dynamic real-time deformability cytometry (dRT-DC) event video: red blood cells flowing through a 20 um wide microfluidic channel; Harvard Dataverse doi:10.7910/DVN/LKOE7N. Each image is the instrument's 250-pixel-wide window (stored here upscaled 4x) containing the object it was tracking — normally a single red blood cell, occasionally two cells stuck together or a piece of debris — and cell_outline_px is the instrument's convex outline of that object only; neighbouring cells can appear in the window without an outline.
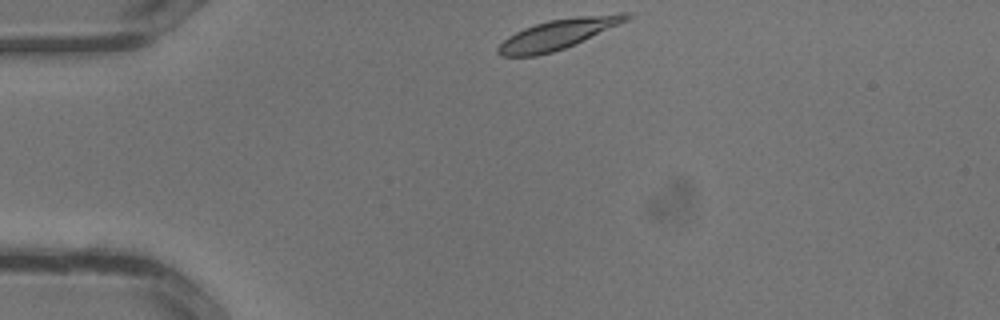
{"species": "common noctule bat (a hibernating species)", "species_latin": "Nyctalus noctula", "temperature_condition": "warm", "stored_images_in_passage": 27, "camera_frame_rate_fps": 3000, "um_per_image_px": 0.085, "animal": {"sex": "male", "body_mass_g": 13.3}, "frame": {"image": 1, "passage_image": 1, "time_ms": 0.0, "image_size_px": [1000, 320], "cell_outline_px": [[632, 16], [628, 20], [564, 48], [552, 52], [536, 56], [500, 56], [496, 52], [496, 48], [508, 36], [524, 28], [548, 20], [576, 16], [620, 12], [632, 12]], "centroid_in_image_um": [47.43, 2.88], "position_along_channel_um": 37.6, "area_um2": 22.31}}
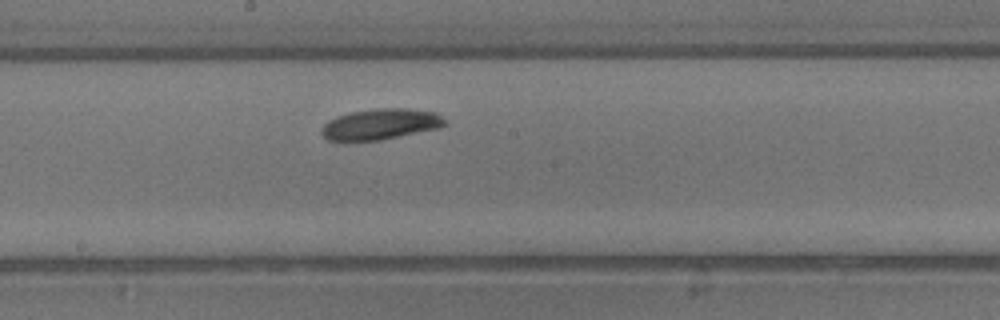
{"frame": {"image": 2, "passage_image": 12, "time_ms": 3.667, "image_size_px": [1000, 320], "cell_outline_px": [[448, 124], [440, 128], [380, 140], [328, 140], [320, 132], [324, 124], [328, 120], [336, 116], [352, 112], [380, 108], [408, 108], [436, 112]], "centroid_in_image_um": [32.37, 10.55], "position_along_channel_um": 215.8, "area_um2": 22.02}}
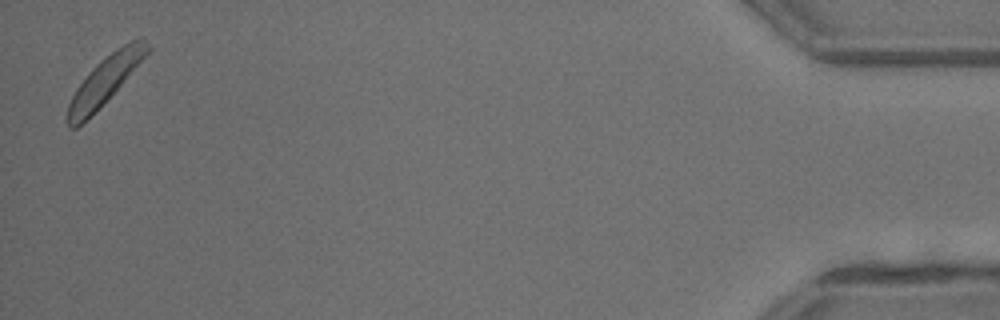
{"frame": {"image": 3, "passage_image": 27, "time_ms": 8.667, "image_size_px": [1000, 320], "cell_outline_px": [[152, 48], [120, 84], [76, 128], [68, 128], [68, 104], [76, 88], [88, 72], [100, 60], [124, 44], [140, 36], [144, 36]], "centroid_in_image_um": [8.94, 6.74], "position_along_channel_um": 426.3, "area_um2": 21.04}}